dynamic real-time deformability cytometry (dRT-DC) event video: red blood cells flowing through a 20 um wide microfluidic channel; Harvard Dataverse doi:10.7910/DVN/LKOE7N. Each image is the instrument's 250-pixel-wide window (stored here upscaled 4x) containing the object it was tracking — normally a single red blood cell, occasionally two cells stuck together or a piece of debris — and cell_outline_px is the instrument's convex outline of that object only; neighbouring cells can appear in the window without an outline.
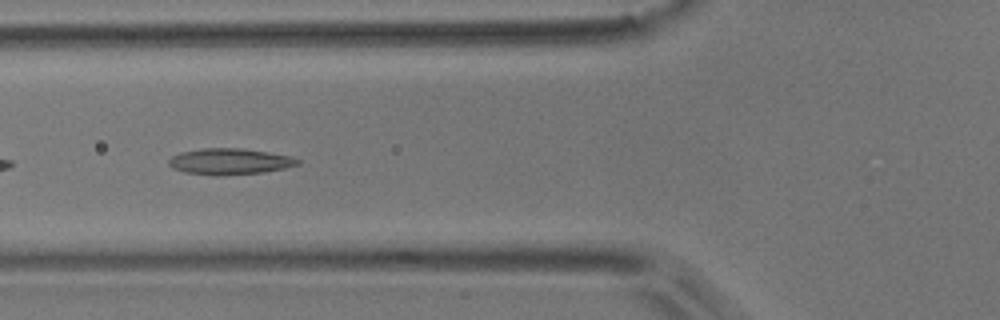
{"species": "common noctule bat (a hibernating species)", "species_latin": "Nyctalus noctula", "temperature_condition": "room temperature", "stored_images_in_passage": 5, "camera_frame_rate_fps": 3000, "um_per_image_px": 0.085, "animal": {"sex": "male", "body_mass_g": 17.9}, "frame": {"image": 1, "passage_image": 5, "time_ms": 1.333, "image_size_px": [1000, 320], "cell_outline_px": [[300, 164], [284, 168], [264, 172], [220, 176], [216, 176], [184, 172], [172, 168], [168, 164], [168, 160], [172, 156], [180, 152], [204, 148], [244, 148], [292, 156], [300, 160]], "centroid_in_image_um": [19.52, 13.73], "position_along_channel_um": 106.3, "area_um2": 19.83}}